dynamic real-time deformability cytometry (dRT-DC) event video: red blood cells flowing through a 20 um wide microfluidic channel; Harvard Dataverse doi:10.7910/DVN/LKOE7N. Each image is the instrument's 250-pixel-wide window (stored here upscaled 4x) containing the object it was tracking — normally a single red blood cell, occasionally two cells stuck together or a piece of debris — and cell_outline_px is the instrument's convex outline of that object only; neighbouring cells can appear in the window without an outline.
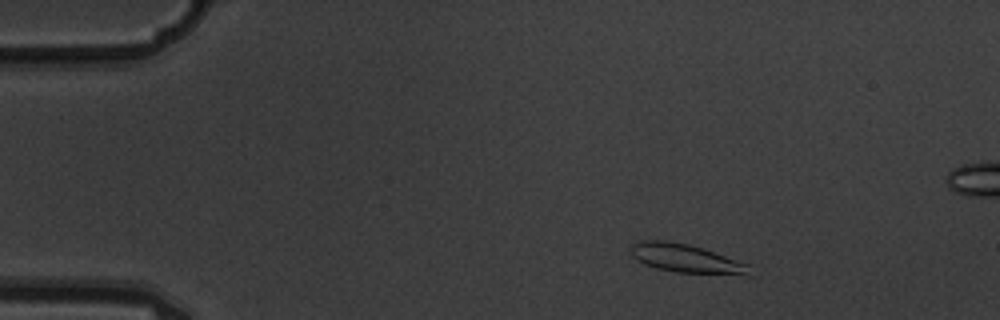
{"species": "common noctule bat (a hibernating species)", "species_latin": "Nyctalus noctula", "temperature_condition": "warm", "stored_images_in_passage": 3, "camera_frame_rate_fps": 3000, "um_per_image_px": 0.085, "animal": {"sex": "male", "body_mass_g": 19.5, "forearm_length_mm": 54.6}, "frame": {"image": 1, "passage_image": 1, "time_ms": 0.0, "image_size_px": [1000, 320], "cell_outline_px": [[752, 276], [748, 276], [676, 272], [656, 268], [644, 264], [636, 260], [632, 256], [628, 248], [632, 244], [640, 240], [668, 240], [688, 244], [704, 248], [748, 264]], "centroid_in_image_um": [58.31, 21.97], "position_along_channel_um": 26.7, "area_um2": 20.23}}